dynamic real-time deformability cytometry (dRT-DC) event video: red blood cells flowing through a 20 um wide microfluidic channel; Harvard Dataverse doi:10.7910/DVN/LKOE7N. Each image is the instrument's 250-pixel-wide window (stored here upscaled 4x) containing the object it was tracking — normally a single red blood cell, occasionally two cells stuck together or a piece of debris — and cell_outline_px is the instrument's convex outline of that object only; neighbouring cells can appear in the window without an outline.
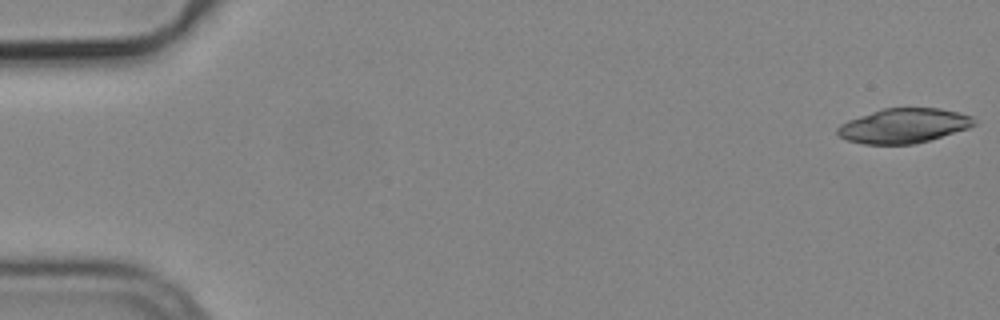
{"species": "common noctule bat (a hibernating species)", "species_latin": "Nyctalus noctula", "temperature_condition": "cold", "stored_images_in_passage": 53, "camera_frame_rate_fps": 3000, "um_per_image_px": 0.085, "animal": {"sex": "male", "body_mass_g": 19.2, "forearm_length_mm": 51.8}, "frame": {"image": 1, "passage_image": 1, "time_ms": 0.0, "image_size_px": [1000, 320], "cell_outline_px": [[976, 124], [968, 128], [916, 144], [864, 144], [848, 140], [840, 136], [836, 132], [836, 128], [840, 124], [848, 120], [884, 108], [940, 108], [972, 116], [976, 120]], "centroid_in_image_um": [76.81, 10.69], "position_along_channel_um": 8.2, "area_um2": 27.4}}
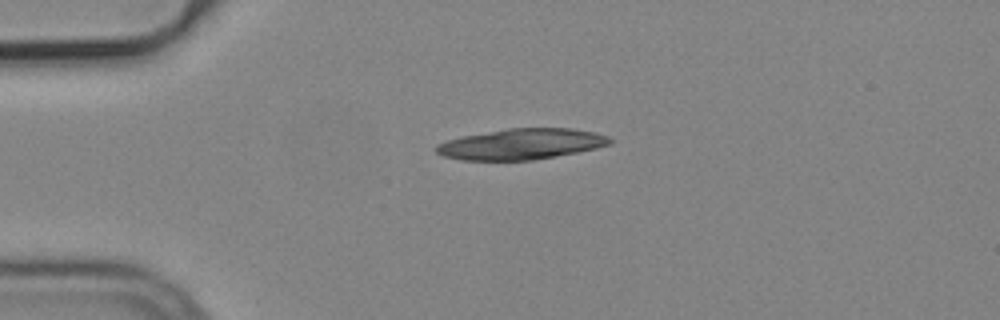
{"frame": {"image": 2, "passage_image": 13, "time_ms": 4.0, "image_size_px": [1000, 320], "cell_outline_px": [[616, 140], [612, 144], [596, 148], [556, 156], [532, 160], [460, 160], [444, 156], [436, 152], [436, 144], [448, 140], [464, 136], [508, 128], [572, 128], [596, 132], [608, 136]], "centroid_in_image_um": [44.37, 12.24], "position_along_channel_um": 40.6, "area_um2": 31.15}, "authors_computed_cell_mechanics": {"area_um2": 29.1312, "velocity_mm_per_s": 3.7781, "shape_relaxation_time_tau1_ms": 2.1285, "shape_relaxation_time_tau2_ms": null, "deformation_change_tau1": 0.2528, "deformation_change_tau2": null}}